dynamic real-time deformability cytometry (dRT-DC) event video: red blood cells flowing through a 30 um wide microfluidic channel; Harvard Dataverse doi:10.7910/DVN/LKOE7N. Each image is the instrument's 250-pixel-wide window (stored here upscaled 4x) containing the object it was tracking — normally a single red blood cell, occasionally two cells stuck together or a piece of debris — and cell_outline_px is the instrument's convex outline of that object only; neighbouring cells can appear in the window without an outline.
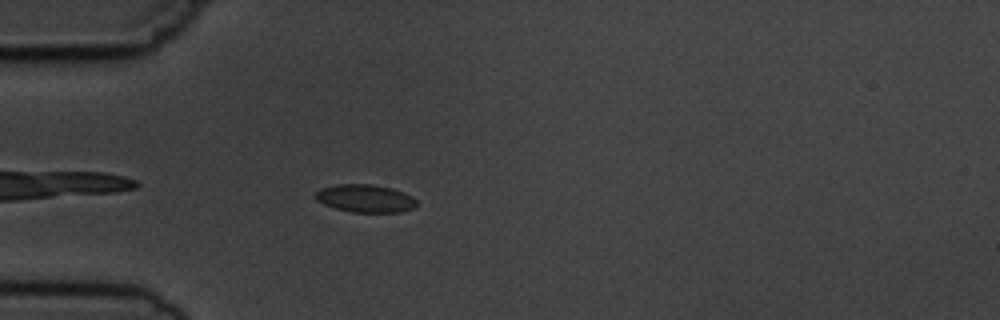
{"species": "common noctule bat (a hibernating species)", "species_latin": "Nyctalus noctula", "temperature_condition": "cold", "stored_images_in_passage": 3, "camera_frame_rate_fps": 3000, "um_per_image_px": 0.085, "animal": {"sex": "male", "body_mass_g": 19.5, "forearm_length_mm": 54.6}, "frame": {"image": 1, "passage_image": 3, "time_ms": 3.0, "image_size_px": [1000, 320], "cell_outline_px": [[416, 204], [412, 208], [400, 212], [352, 212], [336, 208], [324, 204], [316, 200], [312, 196], [320, 188], [336, 184], [372, 184], [392, 188], [404, 192], [412, 196], [416, 200]], "centroid_in_image_um": [31.01, 16.85], "position_along_channel_um": 54.0, "area_um2": 16.47}}